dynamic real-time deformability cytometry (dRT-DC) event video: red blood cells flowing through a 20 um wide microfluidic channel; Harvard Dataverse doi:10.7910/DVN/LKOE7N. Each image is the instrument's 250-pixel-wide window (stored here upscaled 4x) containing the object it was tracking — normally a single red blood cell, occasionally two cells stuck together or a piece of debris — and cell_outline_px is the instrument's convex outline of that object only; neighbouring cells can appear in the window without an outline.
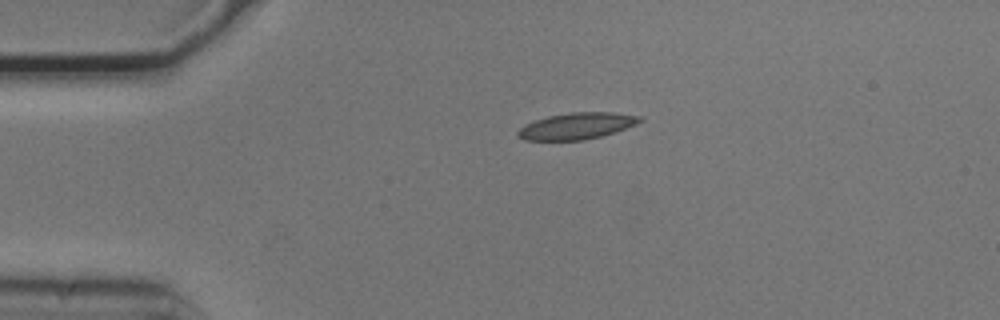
{"species": "common noctule bat (a hibernating species)", "species_latin": "Nyctalus noctula", "temperature_condition": "cold", "stored_images_in_passage": 43, "camera_frame_rate_fps": 3000, "um_per_image_px": 0.085, "animal": {"sex": "male", "body_mass_g": 20.5, "forearm_length_mm": 52.5}, "frame": {"image": 1, "passage_image": 1, "time_ms": 0.0, "image_size_px": [1000, 320], "cell_outline_px": [[644, 120], [636, 124], [600, 136], [584, 140], [524, 140], [516, 136], [516, 132], [524, 124], [548, 116], [572, 112], [612, 112], [644, 116]], "centroid_in_image_um": [49.01, 10.7], "position_along_channel_um": 36.0, "area_um2": 18.79}}
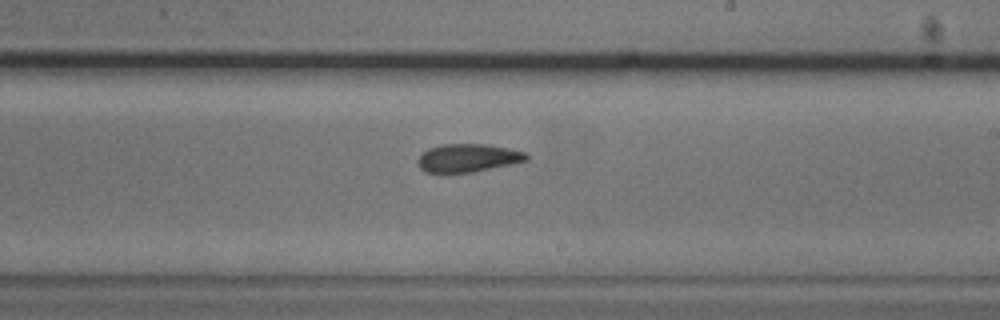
{"frame": {"image": 2, "passage_image": 21, "time_ms": 6.667, "image_size_px": [1000, 320], "cell_outline_px": [[528, 160], [516, 164], [472, 172], [448, 176], [424, 172], [416, 164], [416, 160], [428, 148], [440, 144], [488, 144], [528, 152]], "centroid_in_image_um": [39.74, 13.47], "position_along_channel_um": 249.3, "area_um2": 18.79}}
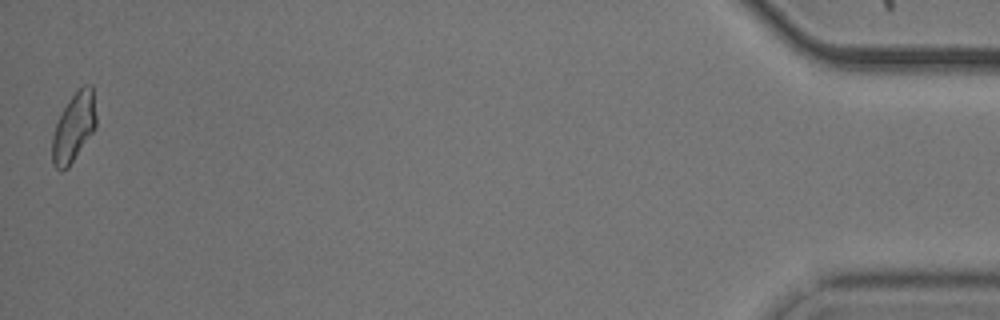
{"frame": {"image": 3, "passage_image": 43, "time_ms": 14.0, "image_size_px": [1000, 320], "cell_outline_px": [[96, 128], [68, 168], [60, 172], [52, 164], [52, 136], [56, 124], [68, 100], [84, 84], [92, 84], [96, 116]], "centroid_in_image_um": [6.27, 10.85], "position_along_channel_um": 428.9, "area_um2": 17.63}, "authors_computed_cell_mechanics": {"area_um2": 17.918, "velocity_mm_per_s": 3.7371, "shape_relaxation_time_tau1_ms": 6.2178, "shape_relaxation_time_tau2_ms": 4.6854, "deformation_change_tau1": 0.1374, "deformation_change_tau2": 0.1095}}